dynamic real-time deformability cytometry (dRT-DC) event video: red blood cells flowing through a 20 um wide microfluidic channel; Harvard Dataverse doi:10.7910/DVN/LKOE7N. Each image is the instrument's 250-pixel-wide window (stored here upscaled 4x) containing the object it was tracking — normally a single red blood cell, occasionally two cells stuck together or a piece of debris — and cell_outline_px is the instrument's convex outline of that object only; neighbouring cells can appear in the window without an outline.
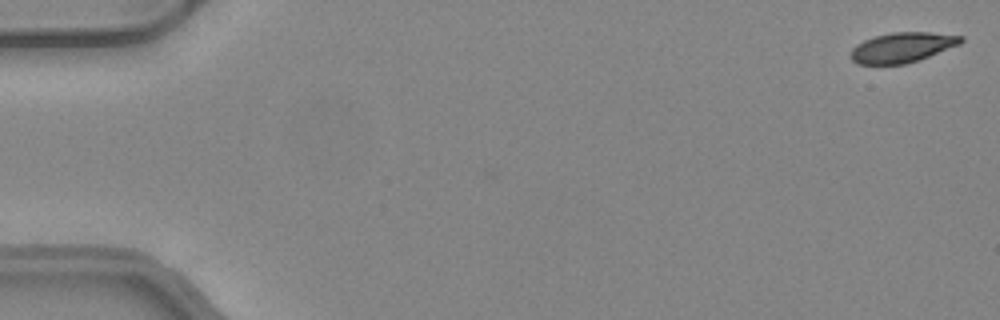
{"species": "common noctule bat (a hibernating species)", "species_latin": "Nyctalus noctula", "temperature_condition": "warm", "stored_images_in_passage": 9, "camera_frame_rate_fps": 3000, "um_per_image_px": 0.085, "animal": {"sex": "female", "body_mass_g": 24.6, "forearm_length_mm": 56.2}, "frame": {"image": 1, "passage_image": 1, "time_ms": 0.0, "image_size_px": [1000, 320], "cell_outline_px": [[964, 40], [960, 44], [920, 60], [904, 64], [856, 64], [848, 56], [852, 48], [856, 44], [864, 40], [876, 36], [892, 32], [928, 32], [964, 36]], "centroid_in_image_um": [76.67, 4.04], "position_along_channel_um": 8.3, "area_um2": 19.42}}